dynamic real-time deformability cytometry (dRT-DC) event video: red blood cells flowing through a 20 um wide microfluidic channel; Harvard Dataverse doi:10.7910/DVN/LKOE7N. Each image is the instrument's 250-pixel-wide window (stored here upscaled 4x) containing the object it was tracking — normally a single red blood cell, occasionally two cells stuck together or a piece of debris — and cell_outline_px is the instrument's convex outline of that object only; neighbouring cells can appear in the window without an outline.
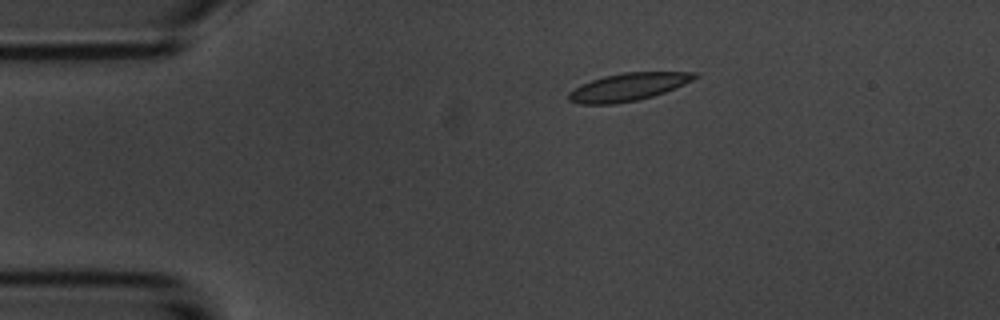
{"species": "common noctule bat (a hibernating species)", "species_latin": "Nyctalus noctula", "temperature_condition": "room temperature", "stored_images_in_passage": 5, "camera_frame_rate_fps": 3000, "um_per_image_px": 0.085, "animal": {"sex": "male", "body_mass_g": 20.1, "forearm_length_mm": 53.5}, "frame": {"image": 1, "passage_image": 1, "time_ms": 0.0, "image_size_px": [1000, 320], "cell_outline_px": [[700, 76], [684, 84], [664, 92], [652, 96], [636, 100], [612, 104], [580, 104], [568, 100], [568, 92], [580, 84], [604, 76], [624, 72], [700, 72]], "centroid_in_image_um": [53.38, 7.38], "position_along_channel_um": 31.6, "area_um2": 20.29}}
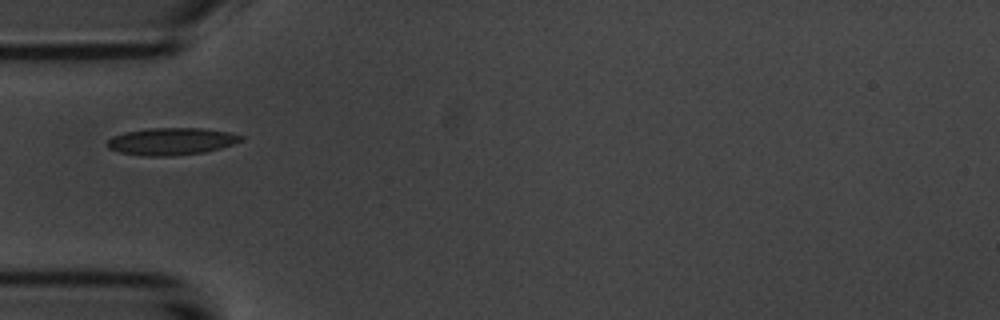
{"frame": {"image": 2, "passage_image": 3, "time_ms": 2.333, "image_size_px": [1000, 320], "cell_outline_px": [[244, 140], [220, 148], [204, 152], [172, 156], [144, 156], [120, 152], [108, 148], [108, 140], [112, 136], [124, 132], [148, 128], [204, 128], [228, 132], [244, 136]], "centroid_in_image_um": [14.57, 12.01], "position_along_channel_um": 70.4, "area_um2": 21.21}}
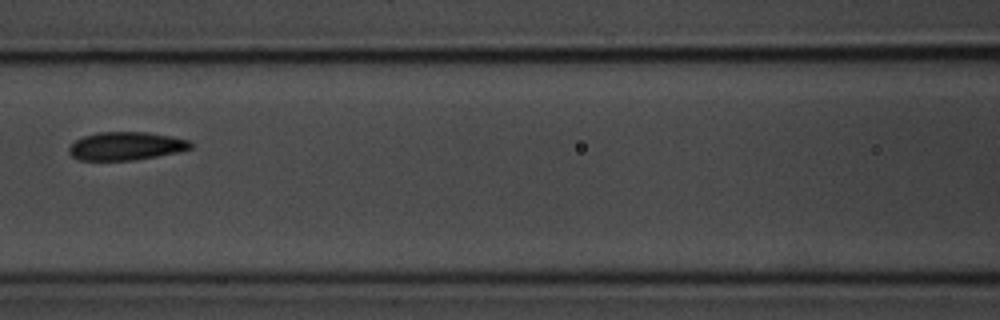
{"frame": {"image": 3, "passage_image": 5, "time_ms": 4.667, "image_size_px": [1000, 320], "cell_outline_px": [[192, 148], [180, 152], [136, 160], [80, 160], [72, 156], [68, 152], [68, 148], [76, 140], [84, 136], [100, 132], [148, 132], [172, 136], [192, 140]], "centroid_in_image_um": [10.77, 12.41], "position_along_channel_um": 155.8, "area_um2": 20.17}}